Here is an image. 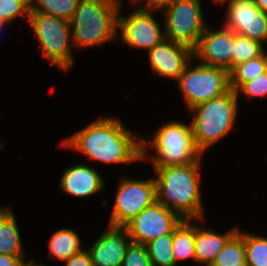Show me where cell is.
<instances>
[{
  "label": "cell",
  "mask_w": 267,
  "mask_h": 266,
  "mask_svg": "<svg viewBox=\"0 0 267 266\" xmlns=\"http://www.w3.org/2000/svg\"><path fill=\"white\" fill-rule=\"evenodd\" d=\"M142 137L112 117L96 121L75 132L62 142V147L85 154L89 160L104 164H130L142 161Z\"/></svg>",
  "instance_id": "6da1fadb"
},
{
  "label": "cell",
  "mask_w": 267,
  "mask_h": 266,
  "mask_svg": "<svg viewBox=\"0 0 267 266\" xmlns=\"http://www.w3.org/2000/svg\"><path fill=\"white\" fill-rule=\"evenodd\" d=\"M202 158L185 166L156 168V201L182 219L204 220L199 168Z\"/></svg>",
  "instance_id": "7a4b0ae2"
},
{
  "label": "cell",
  "mask_w": 267,
  "mask_h": 266,
  "mask_svg": "<svg viewBox=\"0 0 267 266\" xmlns=\"http://www.w3.org/2000/svg\"><path fill=\"white\" fill-rule=\"evenodd\" d=\"M120 4L121 0H79L70 20L73 47L90 48L117 40Z\"/></svg>",
  "instance_id": "3957f363"
},
{
  "label": "cell",
  "mask_w": 267,
  "mask_h": 266,
  "mask_svg": "<svg viewBox=\"0 0 267 266\" xmlns=\"http://www.w3.org/2000/svg\"><path fill=\"white\" fill-rule=\"evenodd\" d=\"M153 135L150 140L142 138L141 145L142 161L150 159L154 170L167 166L190 165L203 156L196 147L191 123L168 122ZM147 146L153 148L155 154L147 153Z\"/></svg>",
  "instance_id": "277c9868"
},
{
  "label": "cell",
  "mask_w": 267,
  "mask_h": 266,
  "mask_svg": "<svg viewBox=\"0 0 267 266\" xmlns=\"http://www.w3.org/2000/svg\"><path fill=\"white\" fill-rule=\"evenodd\" d=\"M238 95L227 93L191 108L192 133L196 147L203 154L234 129L238 111Z\"/></svg>",
  "instance_id": "5b68a950"
},
{
  "label": "cell",
  "mask_w": 267,
  "mask_h": 266,
  "mask_svg": "<svg viewBox=\"0 0 267 266\" xmlns=\"http://www.w3.org/2000/svg\"><path fill=\"white\" fill-rule=\"evenodd\" d=\"M29 25L35 34L43 57L62 71L74 64L71 45L72 30L70 21L38 12H29ZM71 39V40H70Z\"/></svg>",
  "instance_id": "8992f818"
},
{
  "label": "cell",
  "mask_w": 267,
  "mask_h": 266,
  "mask_svg": "<svg viewBox=\"0 0 267 266\" xmlns=\"http://www.w3.org/2000/svg\"><path fill=\"white\" fill-rule=\"evenodd\" d=\"M192 62L193 59L176 80L188 110L219 97L231 89L228 70L201 63L192 68Z\"/></svg>",
  "instance_id": "52a82bcc"
},
{
  "label": "cell",
  "mask_w": 267,
  "mask_h": 266,
  "mask_svg": "<svg viewBox=\"0 0 267 266\" xmlns=\"http://www.w3.org/2000/svg\"><path fill=\"white\" fill-rule=\"evenodd\" d=\"M202 10L201 0H178L163 8L165 39L193 50L207 27Z\"/></svg>",
  "instance_id": "ba28073f"
},
{
  "label": "cell",
  "mask_w": 267,
  "mask_h": 266,
  "mask_svg": "<svg viewBox=\"0 0 267 266\" xmlns=\"http://www.w3.org/2000/svg\"><path fill=\"white\" fill-rule=\"evenodd\" d=\"M109 224L113 227H124L142 210L156 201V183L154 178L120 180L114 198Z\"/></svg>",
  "instance_id": "9c48e42d"
},
{
  "label": "cell",
  "mask_w": 267,
  "mask_h": 266,
  "mask_svg": "<svg viewBox=\"0 0 267 266\" xmlns=\"http://www.w3.org/2000/svg\"><path fill=\"white\" fill-rule=\"evenodd\" d=\"M122 5L118 10V31L120 41L128 47L150 50L165 39L160 23L154 19L153 10L142 6L128 16H121ZM157 21V22H156Z\"/></svg>",
  "instance_id": "30bf717a"
},
{
  "label": "cell",
  "mask_w": 267,
  "mask_h": 266,
  "mask_svg": "<svg viewBox=\"0 0 267 266\" xmlns=\"http://www.w3.org/2000/svg\"><path fill=\"white\" fill-rule=\"evenodd\" d=\"M182 220L176 212L155 201L127 223L124 228L132 242L145 245L162 235L172 233Z\"/></svg>",
  "instance_id": "8fae6325"
},
{
  "label": "cell",
  "mask_w": 267,
  "mask_h": 266,
  "mask_svg": "<svg viewBox=\"0 0 267 266\" xmlns=\"http://www.w3.org/2000/svg\"><path fill=\"white\" fill-rule=\"evenodd\" d=\"M223 26L265 45L267 43V14L254 0H232L227 4Z\"/></svg>",
  "instance_id": "7c38bea8"
},
{
  "label": "cell",
  "mask_w": 267,
  "mask_h": 266,
  "mask_svg": "<svg viewBox=\"0 0 267 266\" xmlns=\"http://www.w3.org/2000/svg\"><path fill=\"white\" fill-rule=\"evenodd\" d=\"M233 47V31L225 26L216 30L206 27L198 44L193 49V59H198L199 63L203 65L220 67L230 71L232 69Z\"/></svg>",
  "instance_id": "4fadbf2b"
},
{
  "label": "cell",
  "mask_w": 267,
  "mask_h": 266,
  "mask_svg": "<svg viewBox=\"0 0 267 266\" xmlns=\"http://www.w3.org/2000/svg\"><path fill=\"white\" fill-rule=\"evenodd\" d=\"M153 74L177 80L193 59V50L183 44L164 39L148 51Z\"/></svg>",
  "instance_id": "5bb4252c"
},
{
  "label": "cell",
  "mask_w": 267,
  "mask_h": 266,
  "mask_svg": "<svg viewBox=\"0 0 267 266\" xmlns=\"http://www.w3.org/2000/svg\"><path fill=\"white\" fill-rule=\"evenodd\" d=\"M131 242L124 227L109 225L87 251L94 266H122L126 249Z\"/></svg>",
  "instance_id": "9a60e30c"
},
{
  "label": "cell",
  "mask_w": 267,
  "mask_h": 266,
  "mask_svg": "<svg viewBox=\"0 0 267 266\" xmlns=\"http://www.w3.org/2000/svg\"><path fill=\"white\" fill-rule=\"evenodd\" d=\"M104 181L94 167L79 163L65 169L59 187L63 193L82 198L101 192L105 187Z\"/></svg>",
  "instance_id": "2e32d148"
},
{
  "label": "cell",
  "mask_w": 267,
  "mask_h": 266,
  "mask_svg": "<svg viewBox=\"0 0 267 266\" xmlns=\"http://www.w3.org/2000/svg\"><path fill=\"white\" fill-rule=\"evenodd\" d=\"M238 227L220 234L202 225H195V261L204 266H211L226 242L238 231Z\"/></svg>",
  "instance_id": "e0dca14e"
},
{
  "label": "cell",
  "mask_w": 267,
  "mask_h": 266,
  "mask_svg": "<svg viewBox=\"0 0 267 266\" xmlns=\"http://www.w3.org/2000/svg\"><path fill=\"white\" fill-rule=\"evenodd\" d=\"M16 217L11 207H0V253L24 256Z\"/></svg>",
  "instance_id": "ac0fdd59"
},
{
  "label": "cell",
  "mask_w": 267,
  "mask_h": 266,
  "mask_svg": "<svg viewBox=\"0 0 267 266\" xmlns=\"http://www.w3.org/2000/svg\"><path fill=\"white\" fill-rule=\"evenodd\" d=\"M48 250L51 260L65 262L83 249L77 232L70 228H62L50 237Z\"/></svg>",
  "instance_id": "d6986e66"
},
{
  "label": "cell",
  "mask_w": 267,
  "mask_h": 266,
  "mask_svg": "<svg viewBox=\"0 0 267 266\" xmlns=\"http://www.w3.org/2000/svg\"><path fill=\"white\" fill-rule=\"evenodd\" d=\"M195 224L192 219H183L173 231L172 254L177 265L178 261L194 259L195 261Z\"/></svg>",
  "instance_id": "ffe728a7"
},
{
  "label": "cell",
  "mask_w": 267,
  "mask_h": 266,
  "mask_svg": "<svg viewBox=\"0 0 267 266\" xmlns=\"http://www.w3.org/2000/svg\"><path fill=\"white\" fill-rule=\"evenodd\" d=\"M265 72H267V53L233 67L229 71L230 88L236 92L244 83Z\"/></svg>",
  "instance_id": "44dd1931"
},
{
  "label": "cell",
  "mask_w": 267,
  "mask_h": 266,
  "mask_svg": "<svg viewBox=\"0 0 267 266\" xmlns=\"http://www.w3.org/2000/svg\"><path fill=\"white\" fill-rule=\"evenodd\" d=\"M246 262L244 232L240 229L226 242L211 266H236Z\"/></svg>",
  "instance_id": "7402d4cb"
},
{
  "label": "cell",
  "mask_w": 267,
  "mask_h": 266,
  "mask_svg": "<svg viewBox=\"0 0 267 266\" xmlns=\"http://www.w3.org/2000/svg\"><path fill=\"white\" fill-rule=\"evenodd\" d=\"M79 0H30L29 12H38L66 20H71Z\"/></svg>",
  "instance_id": "603a6c76"
},
{
  "label": "cell",
  "mask_w": 267,
  "mask_h": 266,
  "mask_svg": "<svg viewBox=\"0 0 267 266\" xmlns=\"http://www.w3.org/2000/svg\"><path fill=\"white\" fill-rule=\"evenodd\" d=\"M153 266H176L172 254L173 232L145 244Z\"/></svg>",
  "instance_id": "cb8c5ba5"
},
{
  "label": "cell",
  "mask_w": 267,
  "mask_h": 266,
  "mask_svg": "<svg viewBox=\"0 0 267 266\" xmlns=\"http://www.w3.org/2000/svg\"><path fill=\"white\" fill-rule=\"evenodd\" d=\"M264 44L252 40L244 35L234 33V47L232 55V68L238 64L263 55Z\"/></svg>",
  "instance_id": "d4e9b609"
},
{
  "label": "cell",
  "mask_w": 267,
  "mask_h": 266,
  "mask_svg": "<svg viewBox=\"0 0 267 266\" xmlns=\"http://www.w3.org/2000/svg\"><path fill=\"white\" fill-rule=\"evenodd\" d=\"M246 262L250 266H267V237L244 231Z\"/></svg>",
  "instance_id": "484cf974"
},
{
  "label": "cell",
  "mask_w": 267,
  "mask_h": 266,
  "mask_svg": "<svg viewBox=\"0 0 267 266\" xmlns=\"http://www.w3.org/2000/svg\"><path fill=\"white\" fill-rule=\"evenodd\" d=\"M30 0H0V19L7 24L14 22L18 16L29 17Z\"/></svg>",
  "instance_id": "4316f807"
},
{
  "label": "cell",
  "mask_w": 267,
  "mask_h": 266,
  "mask_svg": "<svg viewBox=\"0 0 267 266\" xmlns=\"http://www.w3.org/2000/svg\"><path fill=\"white\" fill-rule=\"evenodd\" d=\"M122 266H153L143 244L131 242L126 249Z\"/></svg>",
  "instance_id": "83f0119b"
},
{
  "label": "cell",
  "mask_w": 267,
  "mask_h": 266,
  "mask_svg": "<svg viewBox=\"0 0 267 266\" xmlns=\"http://www.w3.org/2000/svg\"><path fill=\"white\" fill-rule=\"evenodd\" d=\"M247 97L248 99L267 96V72L259 75L257 78L244 83L237 91L239 94Z\"/></svg>",
  "instance_id": "f1b7e54d"
},
{
  "label": "cell",
  "mask_w": 267,
  "mask_h": 266,
  "mask_svg": "<svg viewBox=\"0 0 267 266\" xmlns=\"http://www.w3.org/2000/svg\"><path fill=\"white\" fill-rule=\"evenodd\" d=\"M66 266H94L91 256L86 249L81 250L77 254L65 261Z\"/></svg>",
  "instance_id": "f546056e"
},
{
  "label": "cell",
  "mask_w": 267,
  "mask_h": 266,
  "mask_svg": "<svg viewBox=\"0 0 267 266\" xmlns=\"http://www.w3.org/2000/svg\"><path fill=\"white\" fill-rule=\"evenodd\" d=\"M144 2L145 7L152 9V10H162L163 8L167 7L170 4L176 3L178 0H140L139 2Z\"/></svg>",
  "instance_id": "4dcf8cb0"
},
{
  "label": "cell",
  "mask_w": 267,
  "mask_h": 266,
  "mask_svg": "<svg viewBox=\"0 0 267 266\" xmlns=\"http://www.w3.org/2000/svg\"><path fill=\"white\" fill-rule=\"evenodd\" d=\"M24 256H11L0 253V266H20Z\"/></svg>",
  "instance_id": "1f68e13d"
},
{
  "label": "cell",
  "mask_w": 267,
  "mask_h": 266,
  "mask_svg": "<svg viewBox=\"0 0 267 266\" xmlns=\"http://www.w3.org/2000/svg\"><path fill=\"white\" fill-rule=\"evenodd\" d=\"M256 6L267 14V0H254Z\"/></svg>",
  "instance_id": "d6a6232c"
},
{
  "label": "cell",
  "mask_w": 267,
  "mask_h": 266,
  "mask_svg": "<svg viewBox=\"0 0 267 266\" xmlns=\"http://www.w3.org/2000/svg\"><path fill=\"white\" fill-rule=\"evenodd\" d=\"M34 260L35 259L32 258L30 261L25 262V260L22 259L20 266H45L44 264H40V263L36 264Z\"/></svg>",
  "instance_id": "836d02e7"
},
{
  "label": "cell",
  "mask_w": 267,
  "mask_h": 266,
  "mask_svg": "<svg viewBox=\"0 0 267 266\" xmlns=\"http://www.w3.org/2000/svg\"><path fill=\"white\" fill-rule=\"evenodd\" d=\"M215 3H219V4H223L224 5V3H226V4H228V3H230L232 0H213Z\"/></svg>",
  "instance_id": "e575fe53"
},
{
  "label": "cell",
  "mask_w": 267,
  "mask_h": 266,
  "mask_svg": "<svg viewBox=\"0 0 267 266\" xmlns=\"http://www.w3.org/2000/svg\"><path fill=\"white\" fill-rule=\"evenodd\" d=\"M7 23L5 22V21H2L1 19H0V33H1V31L3 30V27H4V25H6Z\"/></svg>",
  "instance_id": "d590c367"
},
{
  "label": "cell",
  "mask_w": 267,
  "mask_h": 266,
  "mask_svg": "<svg viewBox=\"0 0 267 266\" xmlns=\"http://www.w3.org/2000/svg\"><path fill=\"white\" fill-rule=\"evenodd\" d=\"M236 266H250L247 262H243V263H241V264H238V265H236Z\"/></svg>",
  "instance_id": "8d00e7d4"
},
{
  "label": "cell",
  "mask_w": 267,
  "mask_h": 266,
  "mask_svg": "<svg viewBox=\"0 0 267 266\" xmlns=\"http://www.w3.org/2000/svg\"><path fill=\"white\" fill-rule=\"evenodd\" d=\"M140 0H129L130 3L136 4L139 3Z\"/></svg>",
  "instance_id": "74e56055"
},
{
  "label": "cell",
  "mask_w": 267,
  "mask_h": 266,
  "mask_svg": "<svg viewBox=\"0 0 267 266\" xmlns=\"http://www.w3.org/2000/svg\"><path fill=\"white\" fill-rule=\"evenodd\" d=\"M1 142V141H0ZM4 148V145L2 143H0V150Z\"/></svg>",
  "instance_id": "f35d334b"
}]
</instances>
